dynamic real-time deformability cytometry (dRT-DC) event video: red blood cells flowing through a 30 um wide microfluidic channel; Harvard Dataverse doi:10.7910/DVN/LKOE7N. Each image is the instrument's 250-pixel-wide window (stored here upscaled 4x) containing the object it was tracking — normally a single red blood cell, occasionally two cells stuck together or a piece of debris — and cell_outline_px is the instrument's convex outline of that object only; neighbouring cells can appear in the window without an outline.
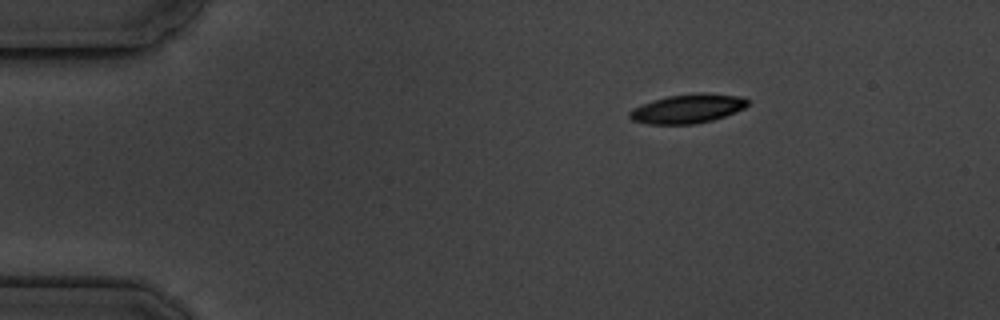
{"species": "common noctule bat (a hibernating species)", "species_latin": "Nyctalus noctula", "temperature_condition": "cold", "stored_images_in_passage": 2, "camera_frame_rate_fps": 3000, "um_per_image_px": 0.085, "animal": {"sex": "male", "body_mass_g": 19.5, "forearm_length_mm": 54.6}, "frame": {"image": 1, "passage_image": 2, "time_ms": 1.333, "image_size_px": [1000, 320], "cell_outline_px": [[748, 104], [744, 108], [736, 112], [712, 120], [696, 124], [648, 124], [632, 120], [628, 116], [628, 112], [632, 108], [668, 96], [696, 92], [704, 92], [740, 96], [748, 100]], "centroid_in_image_um": [58.46, 9.23], "position_along_channel_um": 26.5, "area_um2": 20.0}}